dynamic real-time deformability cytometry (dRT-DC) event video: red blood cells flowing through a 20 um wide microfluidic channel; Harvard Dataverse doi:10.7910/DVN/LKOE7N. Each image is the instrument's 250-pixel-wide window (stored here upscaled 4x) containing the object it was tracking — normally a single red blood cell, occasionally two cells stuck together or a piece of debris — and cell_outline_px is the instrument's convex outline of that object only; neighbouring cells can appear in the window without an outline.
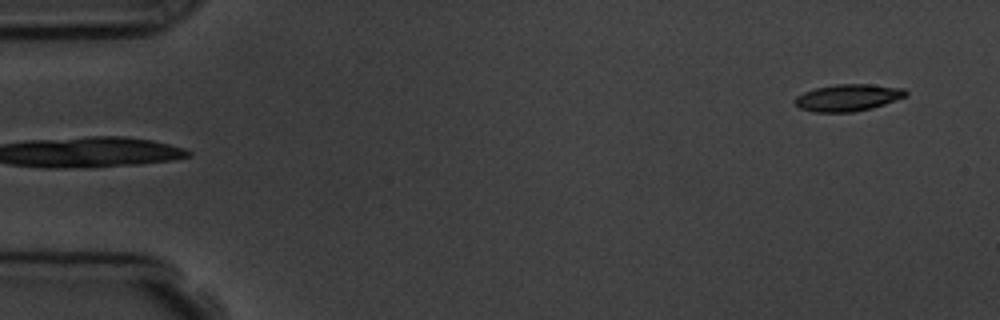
{"species": "common noctule bat (a hibernating species)", "species_latin": "Nyctalus noctula", "temperature_condition": "room temperature", "stored_images_in_passage": 5, "segment_of_instrument_passage": [2, 2], "camera_frame_rate_fps": 3000, "um_per_image_px": 0.085, "animal": {"sex": "male", "body_mass_g": 19.5, "forearm_length_mm": 54.6}, "frame": {"image": 1, "passage_image": 5, "time_ms": 5.667, "image_size_px": [1000, 320], "cell_outline_px": [[908, 96], [872, 108], [852, 112], [812, 112], [800, 108], [796, 104], [796, 96], [804, 92], [816, 88], [836, 84], [872, 84], [904, 88], [908, 92]], "centroid_in_image_um": [72.12, 8.29], "position_along_channel_um": 12.9, "area_um2": 17.4}}